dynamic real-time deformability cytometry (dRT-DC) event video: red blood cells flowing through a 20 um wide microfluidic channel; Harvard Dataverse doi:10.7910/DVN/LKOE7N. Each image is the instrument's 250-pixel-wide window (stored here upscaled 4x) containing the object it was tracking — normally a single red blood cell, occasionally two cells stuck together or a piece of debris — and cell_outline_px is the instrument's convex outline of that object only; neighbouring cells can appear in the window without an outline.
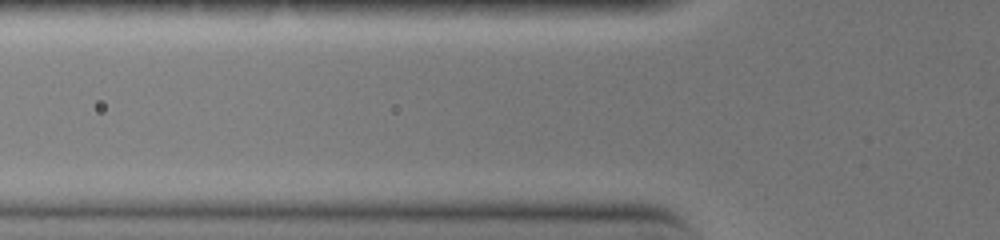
{"species": "common noctule bat (a hibernating species)", "species_latin": "Nyctalus noctula", "temperature_condition": "warm", "stored_images_in_passage": 2, "camera_frame_rate_fps": 3000, "um_per_image_px": 0.085, "animal": {"sex": "female", "body_mass_g": 19.0, "forearm_length_mm": 51.5}, "frame": {"image": 1, "passage_image": 2, "time_ms": 0.333, "image_size_px": [1000, 240], "cell_outline_px": [[220, 160], [208, 164], [80, 164], [72, 160], [80, 156], [96, 152], [164, 152], [220, 156]], "centroid_in_image_um": [12.33, 13.46], "position_along_channel_um": 113.5, "area_um2": 11.16}}